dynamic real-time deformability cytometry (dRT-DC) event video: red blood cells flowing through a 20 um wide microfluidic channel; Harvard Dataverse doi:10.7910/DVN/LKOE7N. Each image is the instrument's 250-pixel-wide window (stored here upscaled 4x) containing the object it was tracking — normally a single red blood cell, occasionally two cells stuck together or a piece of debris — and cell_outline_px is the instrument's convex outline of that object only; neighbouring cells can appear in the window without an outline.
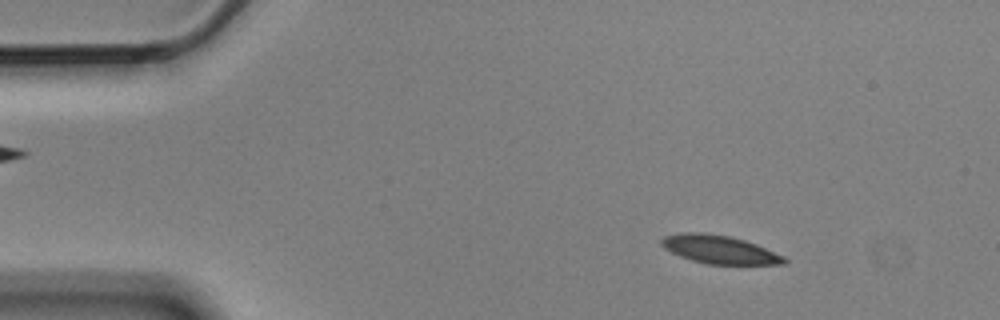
{"species": "Egyptian fruit bat (a non-hibernating species)", "species_latin": "Rousettus aegyptiacus", "temperature_condition": "cold", "stored_images_in_passage": 4, "camera_frame_rate_fps": 3000, "um_per_image_px": 0.085, "animal": {"sex": "male"}, "frame": {"image": 1, "passage_image": 2, "time_ms": 0.333, "image_size_px": [1000, 320], "cell_outline_px": [[788, 260], [784, 264], [708, 264], [692, 260], [680, 256], [664, 248], [660, 244], [660, 240], [664, 236], [680, 232], [700, 232], [728, 236], [744, 240], [756, 244], [784, 256]], "centroid_in_image_um": [61.13, 21.2], "position_along_channel_um": 23.9, "area_um2": 20.11}}